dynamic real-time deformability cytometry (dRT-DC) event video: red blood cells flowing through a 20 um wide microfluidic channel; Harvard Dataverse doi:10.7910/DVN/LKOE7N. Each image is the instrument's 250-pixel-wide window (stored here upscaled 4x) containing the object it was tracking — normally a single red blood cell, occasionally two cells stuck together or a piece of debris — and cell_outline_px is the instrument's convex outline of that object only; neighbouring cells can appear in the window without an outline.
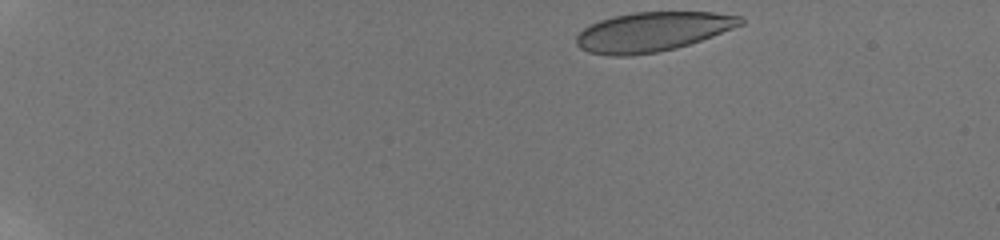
{"species": "human", "species_latin": "Homo sapiens", "temperature_condition": "room temperature", "stored_images_in_passage": 62, "camera_frame_rate_fps": 3000, "um_per_image_px": 0.085, "donor": {"sex": "male"}, "frame": {"image": 1, "passage_image": 1, "time_ms": 0.0, "image_size_px": [1000, 240], "cell_outline_px": [[744, 24], [712, 36], [676, 48], [656, 52], [628, 56], [612, 56], [588, 52], [580, 48], [576, 44], [576, 36], [584, 28], [600, 20], [612, 16], [632, 12], [712, 12], [744, 16]], "centroid_in_image_um": [55.46, 2.69], "position_along_channel_um": 29.5, "area_um2": 37.69}}
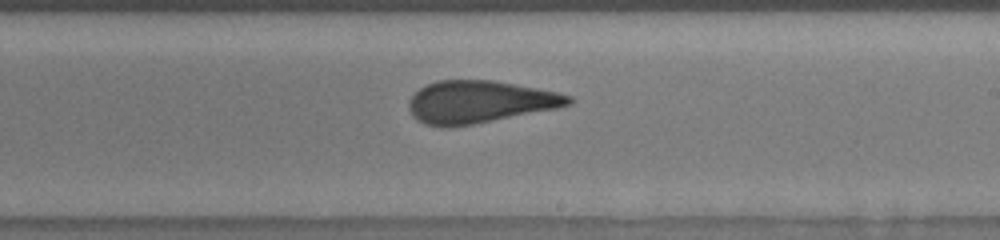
{"frame": {"image": 2, "passage_image": 27, "time_ms": 9.0, "image_size_px": [1000, 240], "cell_outline_px": [[572, 104], [556, 108], [472, 124], [448, 128], [440, 128], [424, 124], [416, 120], [412, 116], [408, 108], [408, 104], [412, 96], [420, 88], [428, 84], [440, 80], [492, 80], [536, 88], [556, 92], [572, 96]], "centroid_in_image_um": [40.71, 8.67], "position_along_channel_um": 248.3, "area_um2": 39.25}}
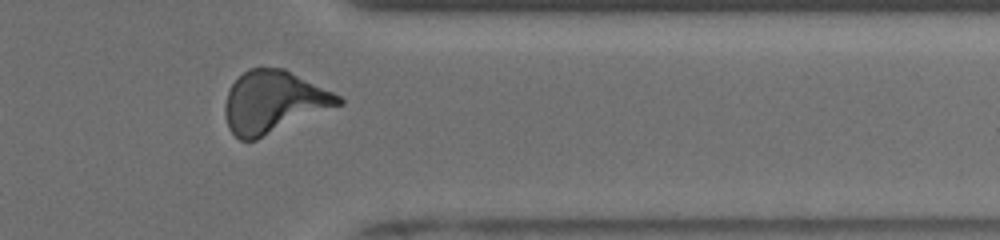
{"frame": {"image": 3, "passage_image": 47, "time_ms": 12.667, "image_size_px": [1000, 240], "cell_outline_px": [[344, 104], [256, 140], [240, 140], [228, 128], [224, 112], [224, 104], [228, 92], [232, 84], [248, 68], [284, 68], [340, 96], [344, 100]], "centroid_in_image_um": [23.25, 8.68], "position_along_channel_um": 388.1, "area_um2": 40.98}, "authors_computed_cell_mechanics": {"area_um2": 38.6682, "velocity_mm_per_s": 3.86, "shape_relaxation_time_tau1_ms": 10.7285, "shape_relaxation_time_tau2_ms": 1.0891, "deformation_change_tau1": 0.2462, "deformation_change_tau2": 0.0842}}